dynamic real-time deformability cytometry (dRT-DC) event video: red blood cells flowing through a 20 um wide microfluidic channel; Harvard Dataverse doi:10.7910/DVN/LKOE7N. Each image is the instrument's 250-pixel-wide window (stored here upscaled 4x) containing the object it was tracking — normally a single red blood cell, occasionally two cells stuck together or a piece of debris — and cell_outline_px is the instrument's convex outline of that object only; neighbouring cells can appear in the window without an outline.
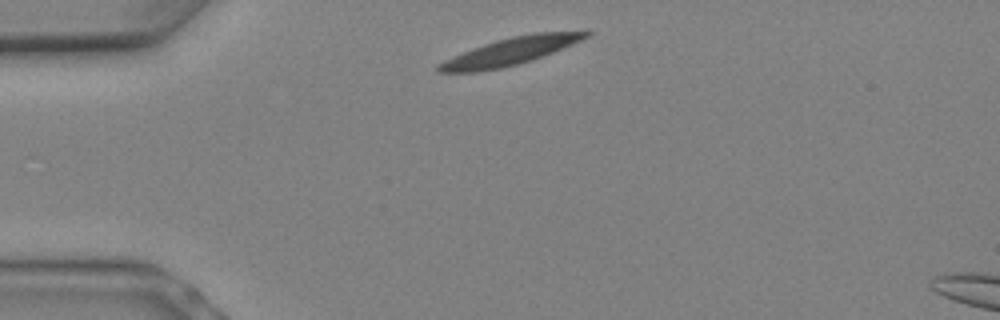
{"species": "Egyptian fruit bat (a non-hibernating species)", "species_latin": "Rousettus aegyptiacus", "temperature_condition": "warm", "stored_images_in_passage": 3, "camera_frame_rate_fps": 3000, "um_per_image_px": 0.085, "animal": {"sex": "female"}, "frame": {"image": 1, "passage_image": 1, "time_ms": 0.0, "image_size_px": [1000, 320], "cell_outline_px": [[592, 32], [588, 36], [580, 40], [552, 52], [532, 60], [500, 68], [476, 72], [436, 72], [436, 64], [444, 60], [472, 48], [496, 40], [512, 36], [532, 32]], "centroid_in_image_um": [43.27, 4.38], "position_along_channel_um": 41.7, "area_um2": 23.0}}